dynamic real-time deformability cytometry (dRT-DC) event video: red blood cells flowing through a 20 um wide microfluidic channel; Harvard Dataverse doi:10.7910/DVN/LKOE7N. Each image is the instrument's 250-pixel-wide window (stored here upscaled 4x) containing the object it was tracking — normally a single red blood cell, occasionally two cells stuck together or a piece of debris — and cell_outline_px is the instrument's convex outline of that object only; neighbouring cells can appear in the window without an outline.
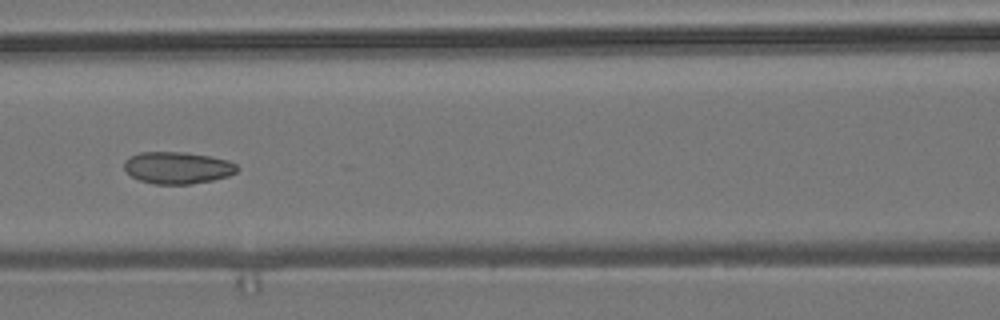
{"species": "common noctule bat (a hibernating species)", "species_latin": "Nyctalus noctula", "temperature_condition": "room temperature", "stored_images_in_passage": 7, "camera_frame_rate_fps": 3000, "um_per_image_px": 0.085, "animal": {"sex": "male", "body_mass_g": 19.2, "forearm_length_mm": 51.8}, "frame": {"image": 1, "passage_image": 6, "time_ms": 6.0, "image_size_px": [1000, 320], "cell_outline_px": [[240, 168], [236, 172], [228, 176], [212, 180], [188, 184], [156, 184], [140, 180], [132, 176], [124, 168], [124, 160], [140, 152], [184, 152], [208, 156], [228, 160], [236, 164]], "centroid_in_image_um": [15.1, 14.25], "position_along_channel_um": 151.5, "area_um2": 20.87}}
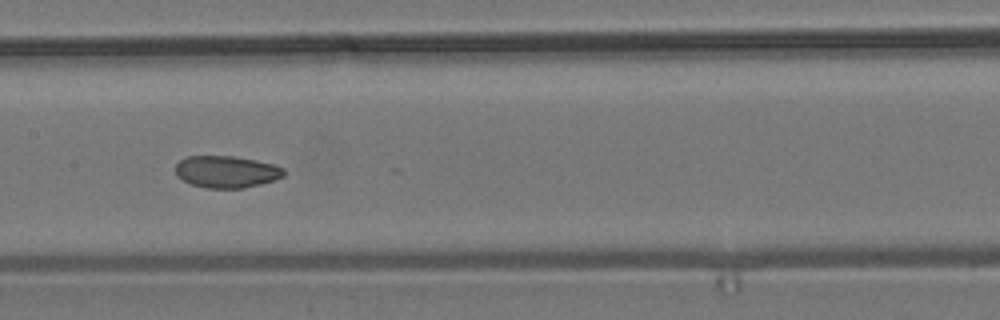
{"frame": {"image": 2, "passage_image": 7, "time_ms": 7.0, "image_size_px": [1000, 320], "cell_outline_px": [[284, 176], [260, 184], [244, 188], [208, 188], [192, 184], [176, 176], [176, 164], [180, 160], [188, 156], [236, 156], [256, 160], [272, 164], [284, 168]], "centroid_in_image_um": [19.24, 14.59], "position_along_channel_um": 188.2, "area_um2": 20.06}}